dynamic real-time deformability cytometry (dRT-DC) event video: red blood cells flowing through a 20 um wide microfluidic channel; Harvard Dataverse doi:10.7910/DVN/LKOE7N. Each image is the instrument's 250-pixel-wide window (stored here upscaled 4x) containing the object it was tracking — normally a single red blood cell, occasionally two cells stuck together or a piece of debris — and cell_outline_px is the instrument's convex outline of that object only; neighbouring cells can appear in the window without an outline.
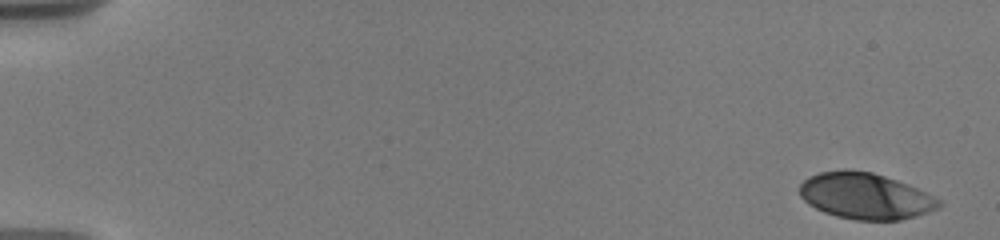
{"species": "human", "species_latin": "Homo sapiens", "temperature_condition": "warm", "stored_images_in_passage": 6, "camera_frame_rate_fps": 3000, "um_per_image_px": 0.085, "donor": {"sex": "male"}, "frame": {"image": 1, "passage_image": 1, "time_ms": 0.0, "image_size_px": [1000, 240], "cell_outline_px": [[944, 204], [940, 208], [916, 216], [900, 220], [856, 220], [836, 216], [824, 212], [808, 204], [800, 196], [800, 184], [808, 176], [820, 172], [844, 168], [848, 168], [872, 172], [908, 184], [940, 200]], "centroid_in_image_um": [73.54, 16.65], "position_along_channel_um": 11.5, "area_um2": 37.69}}
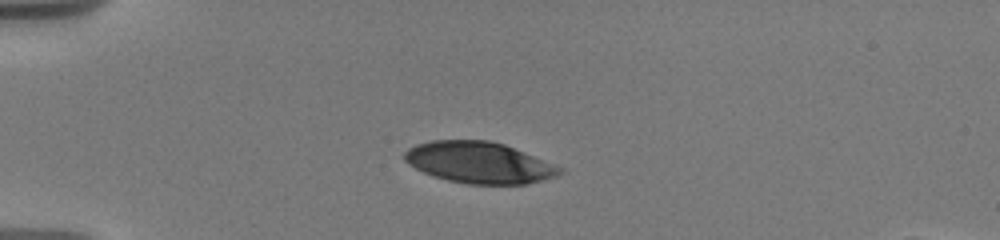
{"frame": {"image": 2, "passage_image": 5, "time_ms": 4.333, "image_size_px": [1000, 240], "cell_outline_px": [[564, 172], [556, 176], [524, 184], [468, 184], [448, 180], [432, 176], [408, 164], [404, 160], [404, 152], [408, 148], [416, 144], [432, 140], [488, 140], [504, 144], [564, 168]], "centroid_in_image_um": [40.7, 13.81], "position_along_channel_um": 44.3, "area_um2": 37.28}}